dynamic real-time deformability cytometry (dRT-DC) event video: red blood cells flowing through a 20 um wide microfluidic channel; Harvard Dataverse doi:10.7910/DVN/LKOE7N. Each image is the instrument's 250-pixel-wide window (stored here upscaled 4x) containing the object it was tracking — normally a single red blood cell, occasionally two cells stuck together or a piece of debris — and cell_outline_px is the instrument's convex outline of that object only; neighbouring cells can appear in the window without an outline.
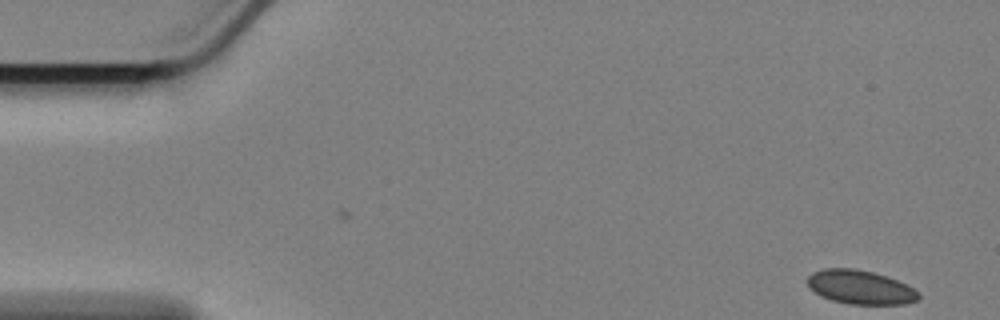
{"species": "Egyptian fruit bat (a non-hibernating species)", "species_latin": "Rousettus aegyptiacus", "temperature_condition": "cold", "stored_images_in_passage": 58, "segment_of_instrument_passage": [1, 2], "camera_frame_rate_fps": 3000, "um_per_image_px": 0.085, "animal": {"sex": "female"}, "frame": {"image": 1, "passage_image": 1, "time_ms": 0.0, "image_size_px": [1000, 320], "cell_outline_px": [[920, 296], [916, 300], [908, 304], [848, 304], [832, 300], [820, 296], [808, 288], [808, 276], [812, 272], [824, 268], [856, 268], [872, 272], [908, 284], [920, 292]], "centroid_in_image_um": [73.12, 24.41], "position_along_channel_um": 11.9, "area_um2": 22.14}}
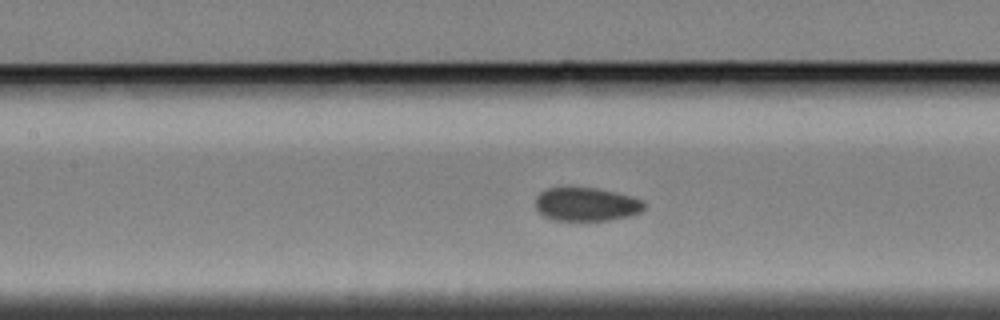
{"frame": {"image": 2, "passage_image": 24, "time_ms": 7.667, "image_size_px": [1000, 320], "cell_outline_px": [[648, 204], [640, 212], [632, 216], [608, 220], [552, 220], [544, 216], [536, 208], [536, 196], [544, 188], [560, 184], [572, 184], [596, 188], [616, 192], [632, 196], [644, 200]], "centroid_in_image_um": [49.82, 17.3], "position_along_channel_um": 157.6, "area_um2": 22.37}}
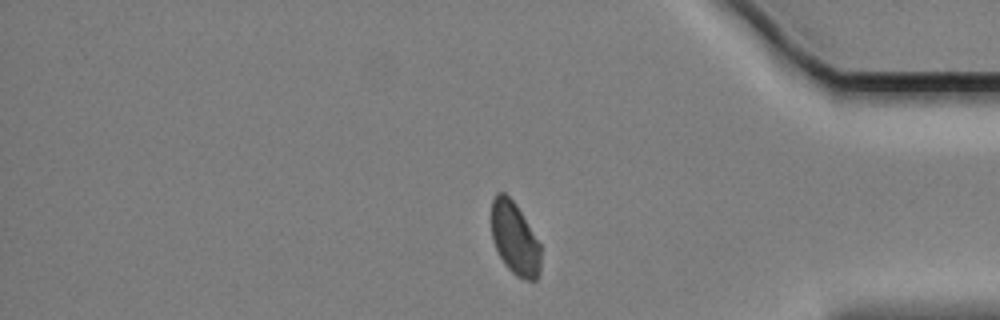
{"frame": {"image": 3, "passage_image": 47, "time_ms": 15.333, "image_size_px": [1000, 320], "cell_outline_px": [[540, 272], [536, 280], [524, 280], [516, 276], [504, 264], [492, 240], [492, 200], [496, 192], [504, 192], [516, 204], [540, 244]], "centroid_in_image_um": [43.75, 20.29], "position_along_channel_um": 391.4, "area_um2": 20.81}}